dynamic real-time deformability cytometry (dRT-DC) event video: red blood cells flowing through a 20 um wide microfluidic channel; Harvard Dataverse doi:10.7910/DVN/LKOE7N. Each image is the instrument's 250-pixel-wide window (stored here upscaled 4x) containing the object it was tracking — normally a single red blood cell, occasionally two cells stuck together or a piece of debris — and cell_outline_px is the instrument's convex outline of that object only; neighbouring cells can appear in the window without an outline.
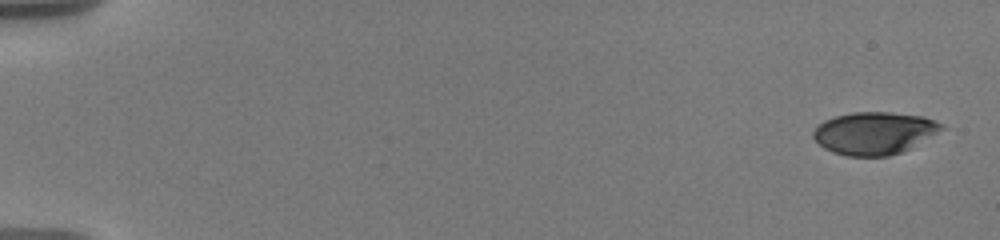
{"species": "human", "species_latin": "Homo sapiens", "temperature_condition": "warm", "stored_images_in_passage": 17, "camera_frame_rate_fps": 3000, "um_per_image_px": 0.085, "donor": {"sex": "male"}, "frame": {"image": 1, "passage_image": 1, "time_ms": 0.0, "image_size_px": [1000, 240], "cell_outline_px": [[944, 128], [908, 148], [900, 152], [888, 156], [848, 156], [832, 152], [824, 148], [812, 136], [812, 132], [824, 120], [836, 116], [852, 112], [888, 112], [924, 116], [940, 124]], "centroid_in_image_um": [74.25, 11.31], "position_along_channel_um": 10.7, "area_um2": 31.15}}
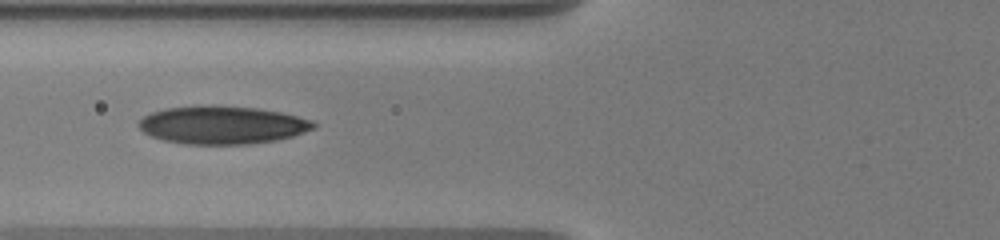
{"frame": {"image": 2, "passage_image": 8, "time_ms": 7.333, "image_size_px": [1000, 240], "cell_outline_px": [[316, 128], [292, 136], [276, 140], [248, 144], [184, 144], [164, 140], [152, 136], [144, 132], [136, 124], [144, 116], [152, 112], [164, 108], [200, 104], [216, 104], [256, 108], [280, 112], [312, 120], [316, 124]], "centroid_in_image_um": [18.87, 10.6], "position_along_channel_um": 106.9, "area_um2": 39.07}}
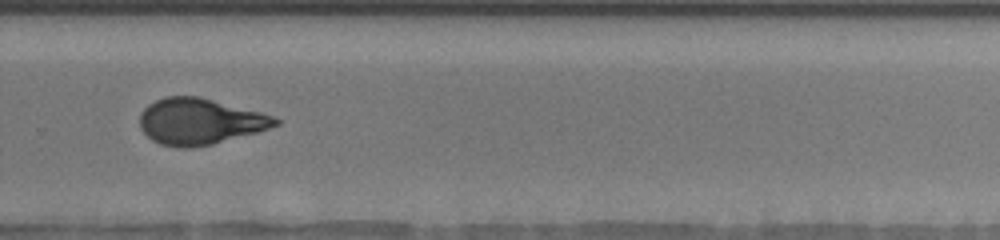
{"frame": {"image": 3, "passage_image": 13, "time_ms": 13.0, "image_size_px": [1000, 240], "cell_outline_px": [[280, 124], [256, 132], [212, 144], [188, 148], [180, 148], [160, 144], [152, 140], [140, 128], [140, 112], [148, 104], [164, 96], [200, 96], [260, 112], [272, 116], [280, 120]], "centroid_in_image_um": [16.95, 10.31], "position_along_channel_um": 312.9, "area_um2": 36.3}, "authors_computed_cell_mechanics": {"area_um2": 36.2984, "velocity_mm_per_s": 3.649, "shape_relaxation_time_tau1_ms": 7.1108, "shape_relaxation_time_tau2_ms": 2.0793, "deformation_change_tau1": 0.2389, "deformation_change_tau2": 0.0854}}